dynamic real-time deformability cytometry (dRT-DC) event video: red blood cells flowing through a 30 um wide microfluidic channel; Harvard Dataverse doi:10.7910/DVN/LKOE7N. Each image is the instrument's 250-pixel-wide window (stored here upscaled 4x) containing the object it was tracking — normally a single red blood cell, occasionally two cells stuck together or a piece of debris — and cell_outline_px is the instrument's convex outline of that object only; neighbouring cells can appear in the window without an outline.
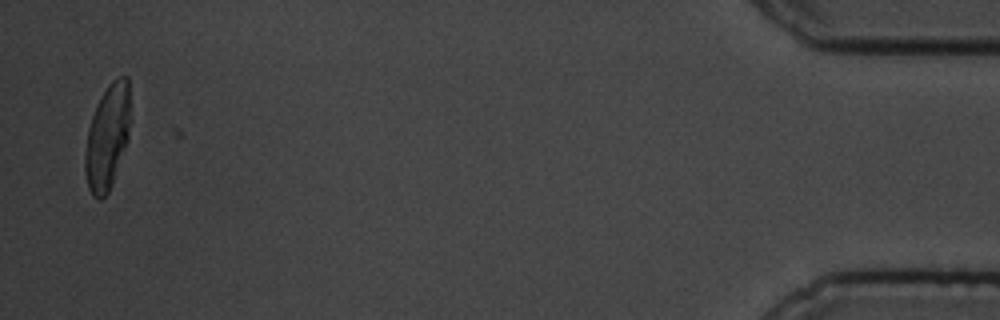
{"species": "common noctule bat (a hibernating species)", "species_latin": "Nyctalus noctula", "temperature_condition": "cold", "stored_images_in_passage": 40, "segment_of_instrument_passage": [1, 2], "camera_frame_rate_fps": 3000, "um_per_image_px": 0.085, "animal": {"sex": "male", "body_mass_g": 19.5, "forearm_length_mm": 54.6}, "frame": {"image": 1, "passage_image": 38, "time_ms": 12.333, "image_size_px": [1000, 320], "cell_outline_px": [[132, 120], [128, 140], [112, 184], [108, 192], [100, 200], [92, 196], [88, 188], [84, 172], [84, 156], [88, 128], [96, 104], [108, 84], [112, 80], [120, 76], [128, 76]], "centroid_in_image_um": [9.15, 11.62], "position_along_channel_um": 426.0, "area_um2": 28.38}}